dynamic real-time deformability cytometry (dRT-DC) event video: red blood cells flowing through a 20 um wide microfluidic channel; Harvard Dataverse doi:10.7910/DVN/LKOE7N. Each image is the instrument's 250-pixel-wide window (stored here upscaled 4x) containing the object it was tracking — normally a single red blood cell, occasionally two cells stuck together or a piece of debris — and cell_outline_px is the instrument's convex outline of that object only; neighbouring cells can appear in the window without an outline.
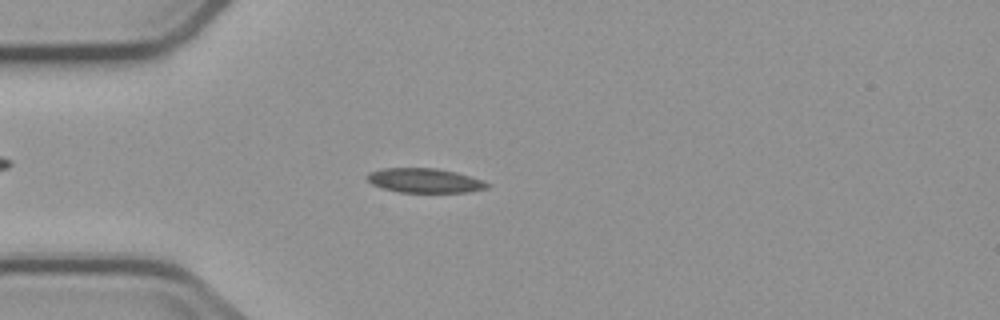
{"species": "common noctule bat (a hibernating species)", "species_latin": "Nyctalus noctula", "temperature_condition": "cold", "stored_images_in_passage": 2, "camera_frame_rate_fps": 3000, "um_per_image_px": 0.085, "animal": {"sex": "male", "body_mass_g": 23.1, "forearm_length_mm": 52.7}, "frame": {"image": 1, "passage_image": 2, "time_ms": 2.667, "image_size_px": [1000, 320], "cell_outline_px": [[492, 184], [488, 188], [468, 192], [400, 192], [380, 188], [372, 184], [364, 176], [368, 172], [384, 168], [436, 168], [456, 172], [472, 176], [484, 180]], "centroid_in_image_um": [36.11, 15.34], "position_along_channel_um": 48.9, "area_um2": 17.34}}